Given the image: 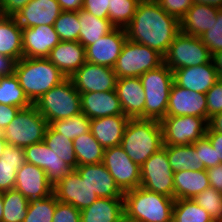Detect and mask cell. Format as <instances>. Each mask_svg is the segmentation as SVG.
<instances>
[{
  "label": "cell",
  "instance_id": "6da1fadb",
  "mask_svg": "<svg viewBox=\"0 0 222 222\" xmlns=\"http://www.w3.org/2000/svg\"><path fill=\"white\" fill-rule=\"evenodd\" d=\"M125 31L127 39L164 56L180 32V21L166 13L155 0H141Z\"/></svg>",
  "mask_w": 222,
  "mask_h": 222
},
{
  "label": "cell",
  "instance_id": "7a4b0ae2",
  "mask_svg": "<svg viewBox=\"0 0 222 222\" xmlns=\"http://www.w3.org/2000/svg\"><path fill=\"white\" fill-rule=\"evenodd\" d=\"M14 74L33 104L43 94L66 79L65 75L47 58L22 57L15 64Z\"/></svg>",
  "mask_w": 222,
  "mask_h": 222
},
{
  "label": "cell",
  "instance_id": "3957f363",
  "mask_svg": "<svg viewBox=\"0 0 222 222\" xmlns=\"http://www.w3.org/2000/svg\"><path fill=\"white\" fill-rule=\"evenodd\" d=\"M120 146L131 160L140 167L163 144L160 121L154 119H129Z\"/></svg>",
  "mask_w": 222,
  "mask_h": 222
},
{
  "label": "cell",
  "instance_id": "277c9868",
  "mask_svg": "<svg viewBox=\"0 0 222 222\" xmlns=\"http://www.w3.org/2000/svg\"><path fill=\"white\" fill-rule=\"evenodd\" d=\"M124 214L136 222H172L174 198L137 187L124 193Z\"/></svg>",
  "mask_w": 222,
  "mask_h": 222
},
{
  "label": "cell",
  "instance_id": "5b68a950",
  "mask_svg": "<svg viewBox=\"0 0 222 222\" xmlns=\"http://www.w3.org/2000/svg\"><path fill=\"white\" fill-rule=\"evenodd\" d=\"M145 93L144 119L161 121L166 117L173 71L164 63L140 77Z\"/></svg>",
  "mask_w": 222,
  "mask_h": 222
},
{
  "label": "cell",
  "instance_id": "8992f818",
  "mask_svg": "<svg viewBox=\"0 0 222 222\" xmlns=\"http://www.w3.org/2000/svg\"><path fill=\"white\" fill-rule=\"evenodd\" d=\"M50 125L53 121L70 118L81 113L80 93L70 78L43 94L34 104Z\"/></svg>",
  "mask_w": 222,
  "mask_h": 222
},
{
  "label": "cell",
  "instance_id": "52a82bcc",
  "mask_svg": "<svg viewBox=\"0 0 222 222\" xmlns=\"http://www.w3.org/2000/svg\"><path fill=\"white\" fill-rule=\"evenodd\" d=\"M48 125L47 120L32 105L21 109L2 135L8 145L25 148L43 141Z\"/></svg>",
  "mask_w": 222,
  "mask_h": 222
},
{
  "label": "cell",
  "instance_id": "ba28073f",
  "mask_svg": "<svg viewBox=\"0 0 222 222\" xmlns=\"http://www.w3.org/2000/svg\"><path fill=\"white\" fill-rule=\"evenodd\" d=\"M162 64L163 56L156 50L127 39L114 66V72L117 79L140 77Z\"/></svg>",
  "mask_w": 222,
  "mask_h": 222
},
{
  "label": "cell",
  "instance_id": "9c48e42d",
  "mask_svg": "<svg viewBox=\"0 0 222 222\" xmlns=\"http://www.w3.org/2000/svg\"><path fill=\"white\" fill-rule=\"evenodd\" d=\"M212 60L209 49L200 37L187 35L180 31L170 44L163 63L172 71L191 66H199Z\"/></svg>",
  "mask_w": 222,
  "mask_h": 222
},
{
  "label": "cell",
  "instance_id": "30bf717a",
  "mask_svg": "<svg viewBox=\"0 0 222 222\" xmlns=\"http://www.w3.org/2000/svg\"><path fill=\"white\" fill-rule=\"evenodd\" d=\"M140 186L174 198V173L167 157V145L152 154L141 166Z\"/></svg>",
  "mask_w": 222,
  "mask_h": 222
},
{
  "label": "cell",
  "instance_id": "8fae6325",
  "mask_svg": "<svg viewBox=\"0 0 222 222\" xmlns=\"http://www.w3.org/2000/svg\"><path fill=\"white\" fill-rule=\"evenodd\" d=\"M163 144L190 145L205 137L208 122L197 116H166L161 121Z\"/></svg>",
  "mask_w": 222,
  "mask_h": 222
},
{
  "label": "cell",
  "instance_id": "7c38bea8",
  "mask_svg": "<svg viewBox=\"0 0 222 222\" xmlns=\"http://www.w3.org/2000/svg\"><path fill=\"white\" fill-rule=\"evenodd\" d=\"M102 163L123 193L140 187L141 167L131 160L120 145L105 148Z\"/></svg>",
  "mask_w": 222,
  "mask_h": 222
},
{
  "label": "cell",
  "instance_id": "4fadbf2b",
  "mask_svg": "<svg viewBox=\"0 0 222 222\" xmlns=\"http://www.w3.org/2000/svg\"><path fill=\"white\" fill-rule=\"evenodd\" d=\"M70 79L79 93L115 90L117 81L114 68L87 61L70 77Z\"/></svg>",
  "mask_w": 222,
  "mask_h": 222
},
{
  "label": "cell",
  "instance_id": "5bb4252c",
  "mask_svg": "<svg viewBox=\"0 0 222 222\" xmlns=\"http://www.w3.org/2000/svg\"><path fill=\"white\" fill-rule=\"evenodd\" d=\"M53 194L59 202L71 204L80 211L98 199L75 169L53 186Z\"/></svg>",
  "mask_w": 222,
  "mask_h": 222
},
{
  "label": "cell",
  "instance_id": "9a60e30c",
  "mask_svg": "<svg viewBox=\"0 0 222 222\" xmlns=\"http://www.w3.org/2000/svg\"><path fill=\"white\" fill-rule=\"evenodd\" d=\"M126 40L125 28L115 27L94 44L85 48L86 61L114 68Z\"/></svg>",
  "mask_w": 222,
  "mask_h": 222
},
{
  "label": "cell",
  "instance_id": "2e32d148",
  "mask_svg": "<svg viewBox=\"0 0 222 222\" xmlns=\"http://www.w3.org/2000/svg\"><path fill=\"white\" fill-rule=\"evenodd\" d=\"M166 116H197L207 121L206 94L188 90L173 83Z\"/></svg>",
  "mask_w": 222,
  "mask_h": 222
},
{
  "label": "cell",
  "instance_id": "e0dca14e",
  "mask_svg": "<svg viewBox=\"0 0 222 222\" xmlns=\"http://www.w3.org/2000/svg\"><path fill=\"white\" fill-rule=\"evenodd\" d=\"M24 155L26 162L34 164L46 172L47 180L53 186L72 170L44 141L25 147Z\"/></svg>",
  "mask_w": 222,
  "mask_h": 222
},
{
  "label": "cell",
  "instance_id": "ac0fdd59",
  "mask_svg": "<svg viewBox=\"0 0 222 222\" xmlns=\"http://www.w3.org/2000/svg\"><path fill=\"white\" fill-rule=\"evenodd\" d=\"M15 190L27 200L47 198L53 194V185L47 180L46 172L26 162L16 173Z\"/></svg>",
  "mask_w": 222,
  "mask_h": 222
},
{
  "label": "cell",
  "instance_id": "d6986e66",
  "mask_svg": "<svg viewBox=\"0 0 222 222\" xmlns=\"http://www.w3.org/2000/svg\"><path fill=\"white\" fill-rule=\"evenodd\" d=\"M23 57L47 58L60 42L53 26L40 25L22 29Z\"/></svg>",
  "mask_w": 222,
  "mask_h": 222
},
{
  "label": "cell",
  "instance_id": "ffe728a7",
  "mask_svg": "<svg viewBox=\"0 0 222 222\" xmlns=\"http://www.w3.org/2000/svg\"><path fill=\"white\" fill-rule=\"evenodd\" d=\"M61 12L57 0H31L14 18L22 29L40 25L53 26Z\"/></svg>",
  "mask_w": 222,
  "mask_h": 222
},
{
  "label": "cell",
  "instance_id": "44dd1931",
  "mask_svg": "<svg viewBox=\"0 0 222 222\" xmlns=\"http://www.w3.org/2000/svg\"><path fill=\"white\" fill-rule=\"evenodd\" d=\"M174 83L198 93L206 92L218 81L213 61L199 66L183 67L173 71Z\"/></svg>",
  "mask_w": 222,
  "mask_h": 222
},
{
  "label": "cell",
  "instance_id": "7402d4cb",
  "mask_svg": "<svg viewBox=\"0 0 222 222\" xmlns=\"http://www.w3.org/2000/svg\"><path fill=\"white\" fill-rule=\"evenodd\" d=\"M124 115L144 119L145 93L139 77L119 78L115 87Z\"/></svg>",
  "mask_w": 222,
  "mask_h": 222
},
{
  "label": "cell",
  "instance_id": "603a6c76",
  "mask_svg": "<svg viewBox=\"0 0 222 222\" xmlns=\"http://www.w3.org/2000/svg\"><path fill=\"white\" fill-rule=\"evenodd\" d=\"M81 112L90 120L124 115L116 90L80 93Z\"/></svg>",
  "mask_w": 222,
  "mask_h": 222
},
{
  "label": "cell",
  "instance_id": "cb8c5ba5",
  "mask_svg": "<svg viewBox=\"0 0 222 222\" xmlns=\"http://www.w3.org/2000/svg\"><path fill=\"white\" fill-rule=\"evenodd\" d=\"M75 170L98 198H123L124 193L103 163L77 166Z\"/></svg>",
  "mask_w": 222,
  "mask_h": 222
},
{
  "label": "cell",
  "instance_id": "d4e9b609",
  "mask_svg": "<svg viewBox=\"0 0 222 222\" xmlns=\"http://www.w3.org/2000/svg\"><path fill=\"white\" fill-rule=\"evenodd\" d=\"M47 59L70 78L86 62L85 47L79 41H60Z\"/></svg>",
  "mask_w": 222,
  "mask_h": 222
},
{
  "label": "cell",
  "instance_id": "484cf974",
  "mask_svg": "<svg viewBox=\"0 0 222 222\" xmlns=\"http://www.w3.org/2000/svg\"><path fill=\"white\" fill-rule=\"evenodd\" d=\"M129 118L114 115L90 120V132L105 149L120 145Z\"/></svg>",
  "mask_w": 222,
  "mask_h": 222
},
{
  "label": "cell",
  "instance_id": "4316f807",
  "mask_svg": "<svg viewBox=\"0 0 222 222\" xmlns=\"http://www.w3.org/2000/svg\"><path fill=\"white\" fill-rule=\"evenodd\" d=\"M218 11L217 7L194 3L180 20V31L200 37L216 22Z\"/></svg>",
  "mask_w": 222,
  "mask_h": 222
},
{
  "label": "cell",
  "instance_id": "83f0119b",
  "mask_svg": "<svg viewBox=\"0 0 222 222\" xmlns=\"http://www.w3.org/2000/svg\"><path fill=\"white\" fill-rule=\"evenodd\" d=\"M123 215V198H98L81 210V222H116Z\"/></svg>",
  "mask_w": 222,
  "mask_h": 222
},
{
  "label": "cell",
  "instance_id": "f1b7e54d",
  "mask_svg": "<svg viewBox=\"0 0 222 222\" xmlns=\"http://www.w3.org/2000/svg\"><path fill=\"white\" fill-rule=\"evenodd\" d=\"M0 54L16 62L23 57L22 28L14 17H0Z\"/></svg>",
  "mask_w": 222,
  "mask_h": 222
},
{
  "label": "cell",
  "instance_id": "f546056e",
  "mask_svg": "<svg viewBox=\"0 0 222 222\" xmlns=\"http://www.w3.org/2000/svg\"><path fill=\"white\" fill-rule=\"evenodd\" d=\"M206 170H181L174 173V199H193L196 195L209 188Z\"/></svg>",
  "mask_w": 222,
  "mask_h": 222
},
{
  "label": "cell",
  "instance_id": "4dcf8cb0",
  "mask_svg": "<svg viewBox=\"0 0 222 222\" xmlns=\"http://www.w3.org/2000/svg\"><path fill=\"white\" fill-rule=\"evenodd\" d=\"M25 163L23 147L8 144L5 146L0 158V192L15 188L17 170Z\"/></svg>",
  "mask_w": 222,
  "mask_h": 222
},
{
  "label": "cell",
  "instance_id": "1f68e13d",
  "mask_svg": "<svg viewBox=\"0 0 222 222\" xmlns=\"http://www.w3.org/2000/svg\"><path fill=\"white\" fill-rule=\"evenodd\" d=\"M78 19L81 26L79 43L85 48L115 28L109 19L97 18L84 9L78 11Z\"/></svg>",
  "mask_w": 222,
  "mask_h": 222
},
{
  "label": "cell",
  "instance_id": "d6a6232c",
  "mask_svg": "<svg viewBox=\"0 0 222 222\" xmlns=\"http://www.w3.org/2000/svg\"><path fill=\"white\" fill-rule=\"evenodd\" d=\"M167 157L173 173L181 170H206L199 160L193 144L167 146Z\"/></svg>",
  "mask_w": 222,
  "mask_h": 222
},
{
  "label": "cell",
  "instance_id": "836d02e7",
  "mask_svg": "<svg viewBox=\"0 0 222 222\" xmlns=\"http://www.w3.org/2000/svg\"><path fill=\"white\" fill-rule=\"evenodd\" d=\"M77 166L102 163L104 148L95 139L90 130L73 140Z\"/></svg>",
  "mask_w": 222,
  "mask_h": 222
},
{
  "label": "cell",
  "instance_id": "e575fe53",
  "mask_svg": "<svg viewBox=\"0 0 222 222\" xmlns=\"http://www.w3.org/2000/svg\"><path fill=\"white\" fill-rule=\"evenodd\" d=\"M44 143L72 169L77 167V158L74 151L73 140L58 133L51 125H48Z\"/></svg>",
  "mask_w": 222,
  "mask_h": 222
},
{
  "label": "cell",
  "instance_id": "d590c367",
  "mask_svg": "<svg viewBox=\"0 0 222 222\" xmlns=\"http://www.w3.org/2000/svg\"><path fill=\"white\" fill-rule=\"evenodd\" d=\"M0 104L16 106L21 109L33 105L21 88L14 73L0 77Z\"/></svg>",
  "mask_w": 222,
  "mask_h": 222
},
{
  "label": "cell",
  "instance_id": "8d00e7d4",
  "mask_svg": "<svg viewBox=\"0 0 222 222\" xmlns=\"http://www.w3.org/2000/svg\"><path fill=\"white\" fill-rule=\"evenodd\" d=\"M2 195L4 205L2 222H23L27 215L29 200L15 189L4 191Z\"/></svg>",
  "mask_w": 222,
  "mask_h": 222
},
{
  "label": "cell",
  "instance_id": "74e56055",
  "mask_svg": "<svg viewBox=\"0 0 222 222\" xmlns=\"http://www.w3.org/2000/svg\"><path fill=\"white\" fill-rule=\"evenodd\" d=\"M209 213L196 204L193 199H176L172 222H211Z\"/></svg>",
  "mask_w": 222,
  "mask_h": 222
},
{
  "label": "cell",
  "instance_id": "f35d334b",
  "mask_svg": "<svg viewBox=\"0 0 222 222\" xmlns=\"http://www.w3.org/2000/svg\"><path fill=\"white\" fill-rule=\"evenodd\" d=\"M57 201L54 194L47 198L31 199L23 222H52Z\"/></svg>",
  "mask_w": 222,
  "mask_h": 222
},
{
  "label": "cell",
  "instance_id": "ab89813d",
  "mask_svg": "<svg viewBox=\"0 0 222 222\" xmlns=\"http://www.w3.org/2000/svg\"><path fill=\"white\" fill-rule=\"evenodd\" d=\"M58 133L74 140L90 130V119L83 113L70 118L53 121L50 124Z\"/></svg>",
  "mask_w": 222,
  "mask_h": 222
},
{
  "label": "cell",
  "instance_id": "60d3db41",
  "mask_svg": "<svg viewBox=\"0 0 222 222\" xmlns=\"http://www.w3.org/2000/svg\"><path fill=\"white\" fill-rule=\"evenodd\" d=\"M53 27L60 41H79L80 23L78 11H62Z\"/></svg>",
  "mask_w": 222,
  "mask_h": 222
},
{
  "label": "cell",
  "instance_id": "b9f144b4",
  "mask_svg": "<svg viewBox=\"0 0 222 222\" xmlns=\"http://www.w3.org/2000/svg\"><path fill=\"white\" fill-rule=\"evenodd\" d=\"M141 0H111L108 19L118 28H125L136 12Z\"/></svg>",
  "mask_w": 222,
  "mask_h": 222
},
{
  "label": "cell",
  "instance_id": "7bdbcfd3",
  "mask_svg": "<svg viewBox=\"0 0 222 222\" xmlns=\"http://www.w3.org/2000/svg\"><path fill=\"white\" fill-rule=\"evenodd\" d=\"M193 200L209 213L213 221L222 222V193L209 187L196 195Z\"/></svg>",
  "mask_w": 222,
  "mask_h": 222
},
{
  "label": "cell",
  "instance_id": "ee69618b",
  "mask_svg": "<svg viewBox=\"0 0 222 222\" xmlns=\"http://www.w3.org/2000/svg\"><path fill=\"white\" fill-rule=\"evenodd\" d=\"M200 38L211 55L222 50V9H219L216 22H213L210 30H207Z\"/></svg>",
  "mask_w": 222,
  "mask_h": 222
},
{
  "label": "cell",
  "instance_id": "f6af8a7d",
  "mask_svg": "<svg viewBox=\"0 0 222 222\" xmlns=\"http://www.w3.org/2000/svg\"><path fill=\"white\" fill-rule=\"evenodd\" d=\"M193 145L198 154V158L205 169L215 167L220 164L219 162H216L215 150L206 137L194 142Z\"/></svg>",
  "mask_w": 222,
  "mask_h": 222
},
{
  "label": "cell",
  "instance_id": "bcb514c9",
  "mask_svg": "<svg viewBox=\"0 0 222 222\" xmlns=\"http://www.w3.org/2000/svg\"><path fill=\"white\" fill-rule=\"evenodd\" d=\"M207 122L216 113L222 112V80H218L207 92Z\"/></svg>",
  "mask_w": 222,
  "mask_h": 222
},
{
  "label": "cell",
  "instance_id": "7dc6e473",
  "mask_svg": "<svg viewBox=\"0 0 222 222\" xmlns=\"http://www.w3.org/2000/svg\"><path fill=\"white\" fill-rule=\"evenodd\" d=\"M159 6L169 15L179 21L194 4L192 0H155Z\"/></svg>",
  "mask_w": 222,
  "mask_h": 222
},
{
  "label": "cell",
  "instance_id": "c3c4849f",
  "mask_svg": "<svg viewBox=\"0 0 222 222\" xmlns=\"http://www.w3.org/2000/svg\"><path fill=\"white\" fill-rule=\"evenodd\" d=\"M52 222H81V211L71 204L57 201Z\"/></svg>",
  "mask_w": 222,
  "mask_h": 222
},
{
  "label": "cell",
  "instance_id": "681fc988",
  "mask_svg": "<svg viewBox=\"0 0 222 222\" xmlns=\"http://www.w3.org/2000/svg\"><path fill=\"white\" fill-rule=\"evenodd\" d=\"M111 0H84L85 11L101 19H108Z\"/></svg>",
  "mask_w": 222,
  "mask_h": 222
},
{
  "label": "cell",
  "instance_id": "f907efd6",
  "mask_svg": "<svg viewBox=\"0 0 222 222\" xmlns=\"http://www.w3.org/2000/svg\"><path fill=\"white\" fill-rule=\"evenodd\" d=\"M31 0H0V11L2 16L14 17L16 13L24 8Z\"/></svg>",
  "mask_w": 222,
  "mask_h": 222
},
{
  "label": "cell",
  "instance_id": "816d5d0a",
  "mask_svg": "<svg viewBox=\"0 0 222 222\" xmlns=\"http://www.w3.org/2000/svg\"><path fill=\"white\" fill-rule=\"evenodd\" d=\"M21 108L11 105L0 104V132L12 122L14 117L18 114Z\"/></svg>",
  "mask_w": 222,
  "mask_h": 222
},
{
  "label": "cell",
  "instance_id": "f5cc1de1",
  "mask_svg": "<svg viewBox=\"0 0 222 222\" xmlns=\"http://www.w3.org/2000/svg\"><path fill=\"white\" fill-rule=\"evenodd\" d=\"M205 137L210 141L215 150L216 162L222 163V133L212 130L207 126Z\"/></svg>",
  "mask_w": 222,
  "mask_h": 222
},
{
  "label": "cell",
  "instance_id": "db71d44e",
  "mask_svg": "<svg viewBox=\"0 0 222 222\" xmlns=\"http://www.w3.org/2000/svg\"><path fill=\"white\" fill-rule=\"evenodd\" d=\"M210 187L222 193V163L206 169Z\"/></svg>",
  "mask_w": 222,
  "mask_h": 222
},
{
  "label": "cell",
  "instance_id": "11a10c76",
  "mask_svg": "<svg viewBox=\"0 0 222 222\" xmlns=\"http://www.w3.org/2000/svg\"><path fill=\"white\" fill-rule=\"evenodd\" d=\"M16 61L11 57L0 54V77L14 73Z\"/></svg>",
  "mask_w": 222,
  "mask_h": 222
},
{
  "label": "cell",
  "instance_id": "9f6ffc18",
  "mask_svg": "<svg viewBox=\"0 0 222 222\" xmlns=\"http://www.w3.org/2000/svg\"><path fill=\"white\" fill-rule=\"evenodd\" d=\"M62 11H80L84 0H57Z\"/></svg>",
  "mask_w": 222,
  "mask_h": 222
},
{
  "label": "cell",
  "instance_id": "6f0895ef",
  "mask_svg": "<svg viewBox=\"0 0 222 222\" xmlns=\"http://www.w3.org/2000/svg\"><path fill=\"white\" fill-rule=\"evenodd\" d=\"M208 126L214 130L222 133V112L214 114L208 121Z\"/></svg>",
  "mask_w": 222,
  "mask_h": 222
},
{
  "label": "cell",
  "instance_id": "680465c9",
  "mask_svg": "<svg viewBox=\"0 0 222 222\" xmlns=\"http://www.w3.org/2000/svg\"><path fill=\"white\" fill-rule=\"evenodd\" d=\"M212 61L217 72L218 80H222V50L212 55Z\"/></svg>",
  "mask_w": 222,
  "mask_h": 222
},
{
  "label": "cell",
  "instance_id": "91938a15",
  "mask_svg": "<svg viewBox=\"0 0 222 222\" xmlns=\"http://www.w3.org/2000/svg\"><path fill=\"white\" fill-rule=\"evenodd\" d=\"M193 3L201 5H209L222 9V0H192Z\"/></svg>",
  "mask_w": 222,
  "mask_h": 222
},
{
  "label": "cell",
  "instance_id": "94428289",
  "mask_svg": "<svg viewBox=\"0 0 222 222\" xmlns=\"http://www.w3.org/2000/svg\"><path fill=\"white\" fill-rule=\"evenodd\" d=\"M6 145H7V142H6V140L4 139V137L1 133L0 134V158L3 154L4 148H5Z\"/></svg>",
  "mask_w": 222,
  "mask_h": 222
},
{
  "label": "cell",
  "instance_id": "6125c7cd",
  "mask_svg": "<svg viewBox=\"0 0 222 222\" xmlns=\"http://www.w3.org/2000/svg\"><path fill=\"white\" fill-rule=\"evenodd\" d=\"M3 195L2 192H0V222H2V218H3Z\"/></svg>",
  "mask_w": 222,
  "mask_h": 222
},
{
  "label": "cell",
  "instance_id": "be15d7a7",
  "mask_svg": "<svg viewBox=\"0 0 222 222\" xmlns=\"http://www.w3.org/2000/svg\"><path fill=\"white\" fill-rule=\"evenodd\" d=\"M116 222H136L135 220L128 218L125 214L119 218Z\"/></svg>",
  "mask_w": 222,
  "mask_h": 222
}]
</instances>
